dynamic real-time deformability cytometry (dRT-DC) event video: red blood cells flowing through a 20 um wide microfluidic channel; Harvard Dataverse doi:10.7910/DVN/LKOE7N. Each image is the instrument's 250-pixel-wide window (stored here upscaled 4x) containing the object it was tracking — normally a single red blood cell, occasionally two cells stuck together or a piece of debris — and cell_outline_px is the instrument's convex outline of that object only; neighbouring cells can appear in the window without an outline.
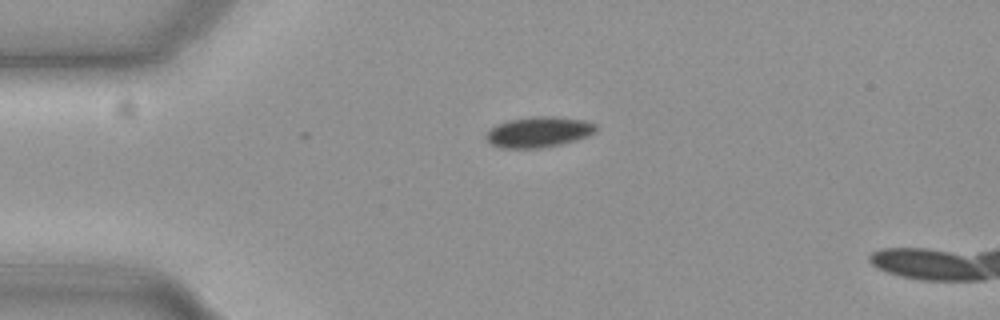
{"species": "common noctule bat (a hibernating species)", "species_latin": "Nyctalus noctula", "temperature_condition": "cold", "stored_images_in_passage": 34, "camera_frame_rate_fps": 3000, "um_per_image_px": 0.085, "animal": {"sex": "female", "body_mass_g": 19.3, "forearm_length_mm": 54.1}, "frame": {"image": 1, "passage_image": 1, "time_ms": 0.0, "image_size_px": [1000, 320], "cell_outline_px": [[600, 128], [596, 132], [588, 136], [576, 140], [536, 148], [504, 148], [492, 144], [484, 136], [496, 124], [508, 120], [532, 116], [552, 116], [584, 120], [596, 124]], "centroid_in_image_um": [45.82, 11.2], "position_along_channel_um": 39.2, "area_um2": 19.48}}
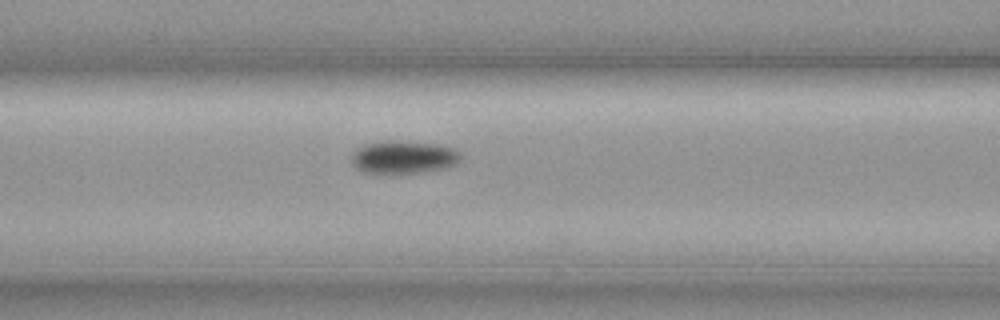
{"frame": {"image": 2, "passage_image": 11, "time_ms": 3.333, "image_size_px": [1000, 320], "cell_outline_px": [[460, 160], [456, 164], [444, 168], [392, 176], [364, 172], [356, 168], [352, 164], [352, 152], [356, 148], [364, 144], [384, 140], [400, 140], [440, 144], [452, 148], [460, 152]], "centroid_in_image_um": [34.25, 13.37], "position_along_channel_um": 132.4, "area_um2": 21.68}}
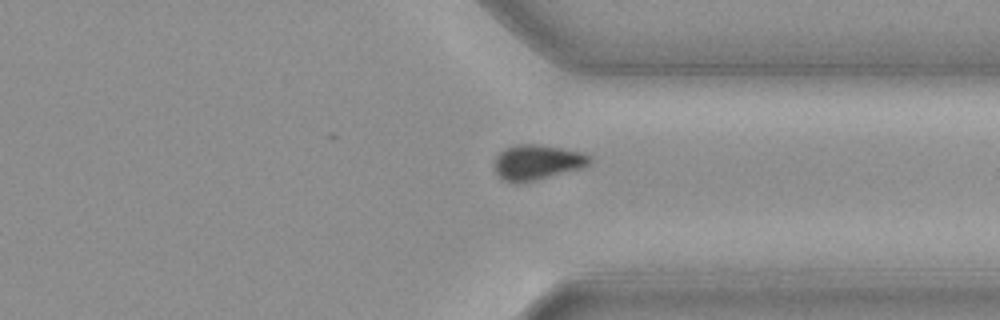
{"frame": {"image": 3, "passage_image": 30, "time_ms": 9.667, "image_size_px": [1000, 320], "cell_outline_px": [[592, 160], [584, 168], [532, 180], [504, 180], [496, 172], [496, 156], [504, 148], [516, 144], [540, 144], [584, 152], [592, 156]], "centroid_in_image_um": [45.74, 13.73], "position_along_channel_um": 365.7, "area_um2": 19.07}, "authors_computed_cell_mechanics": {"area_um2": 20.9814, "velocity_mm_per_s": 3.6955, "shape_relaxation_time_tau1_ms": 4.7512, "shape_relaxation_time_tau2_ms": null, "deformation_change_tau1": 0.0494, "deformation_change_tau2": null}}